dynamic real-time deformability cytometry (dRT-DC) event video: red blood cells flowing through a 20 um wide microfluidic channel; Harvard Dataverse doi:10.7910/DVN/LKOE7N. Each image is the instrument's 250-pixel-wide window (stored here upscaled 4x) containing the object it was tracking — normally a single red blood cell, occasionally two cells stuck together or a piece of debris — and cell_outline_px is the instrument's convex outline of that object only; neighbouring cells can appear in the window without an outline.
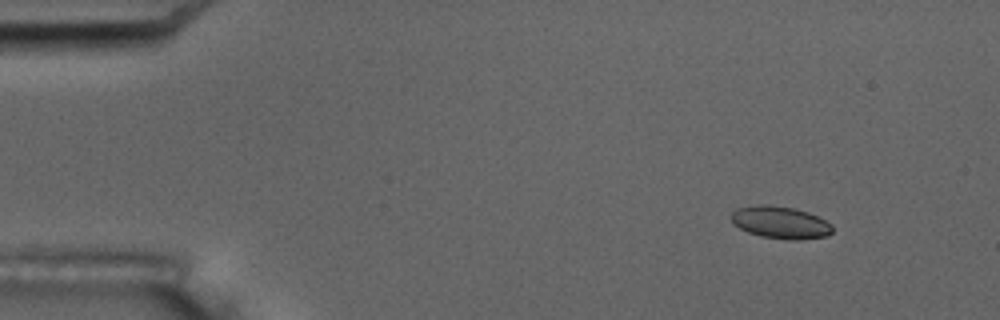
{"species": "common noctule bat (a hibernating species)", "species_latin": "Nyctalus noctula", "temperature_condition": "room temperature", "stored_images_in_passage": 5, "camera_frame_rate_fps": 3000, "um_per_image_px": 0.085, "animal": {"sex": "male", "body_mass_g": 17.5, "forearm_length_mm": 52.3}, "frame": {"image": 1, "passage_image": 2, "time_ms": 1.333, "image_size_px": [1000, 320], "cell_outline_px": [[832, 232], [828, 236], [800, 240], [792, 240], [760, 236], [748, 232], [732, 224], [728, 216], [736, 208], [756, 204], [768, 204], [792, 208], [808, 212], [832, 224]], "centroid_in_image_um": [66.28, 18.9], "position_along_channel_um": 18.7, "area_um2": 19.31}}